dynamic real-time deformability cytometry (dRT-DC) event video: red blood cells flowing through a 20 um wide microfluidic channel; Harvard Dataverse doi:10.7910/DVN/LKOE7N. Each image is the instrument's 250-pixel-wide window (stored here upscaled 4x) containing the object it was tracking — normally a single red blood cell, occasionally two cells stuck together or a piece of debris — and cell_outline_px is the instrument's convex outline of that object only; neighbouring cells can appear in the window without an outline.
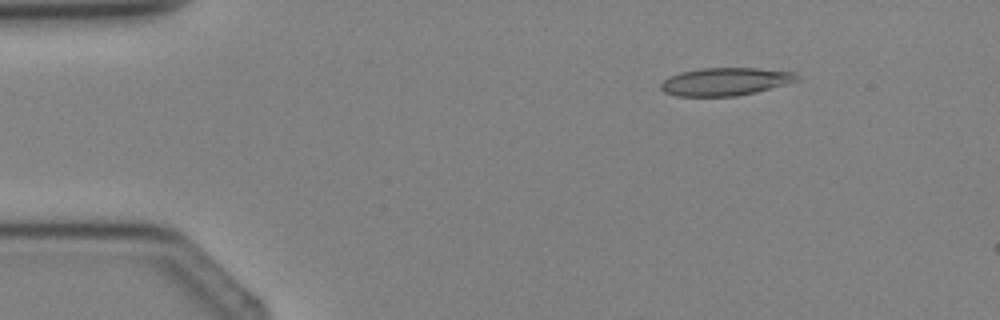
{"species": "Egyptian fruit bat (a non-hibernating species)", "species_latin": "Rousettus aegyptiacus", "temperature_condition": "cold", "stored_images_in_passage": 3, "camera_frame_rate_fps": 3000, "um_per_image_px": 0.085, "animal": {"sex": "female"}, "frame": {"image": 1, "passage_image": 2, "time_ms": 1.0, "image_size_px": [1000, 320], "cell_outline_px": [[800, 76], [796, 80], [756, 92], [736, 96], [676, 96], [664, 92], [660, 88], [660, 84], [668, 76], [680, 72], [700, 68], [756, 68], [796, 72]], "centroid_in_image_um": [61.6, 6.93], "position_along_channel_um": 23.4, "area_um2": 22.02}}